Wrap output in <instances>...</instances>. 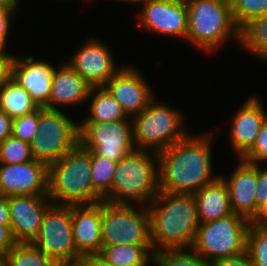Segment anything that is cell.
I'll use <instances>...</instances> for the list:
<instances>
[{"mask_svg": "<svg viewBox=\"0 0 267 266\" xmlns=\"http://www.w3.org/2000/svg\"><path fill=\"white\" fill-rule=\"evenodd\" d=\"M182 114L154 98L132 118L136 149L160 153L185 138L190 132L184 127Z\"/></svg>", "mask_w": 267, "mask_h": 266, "instance_id": "8992f818", "label": "cell"}, {"mask_svg": "<svg viewBox=\"0 0 267 266\" xmlns=\"http://www.w3.org/2000/svg\"><path fill=\"white\" fill-rule=\"evenodd\" d=\"M229 3L239 29L249 20L263 16L265 0H229Z\"/></svg>", "mask_w": 267, "mask_h": 266, "instance_id": "1f68e13d", "label": "cell"}, {"mask_svg": "<svg viewBox=\"0 0 267 266\" xmlns=\"http://www.w3.org/2000/svg\"><path fill=\"white\" fill-rule=\"evenodd\" d=\"M260 164H257V182L255 189L256 199V215L259 208L267 202V167L261 168Z\"/></svg>", "mask_w": 267, "mask_h": 266, "instance_id": "d590c367", "label": "cell"}, {"mask_svg": "<svg viewBox=\"0 0 267 266\" xmlns=\"http://www.w3.org/2000/svg\"><path fill=\"white\" fill-rule=\"evenodd\" d=\"M238 44L258 59L267 61V16L254 18L239 29Z\"/></svg>", "mask_w": 267, "mask_h": 266, "instance_id": "484cf974", "label": "cell"}, {"mask_svg": "<svg viewBox=\"0 0 267 266\" xmlns=\"http://www.w3.org/2000/svg\"><path fill=\"white\" fill-rule=\"evenodd\" d=\"M90 98L92 100L89 108L90 115L82 122L109 123L129 118L122 110L121 105L104 87H92Z\"/></svg>", "mask_w": 267, "mask_h": 266, "instance_id": "d4e9b609", "label": "cell"}, {"mask_svg": "<svg viewBox=\"0 0 267 266\" xmlns=\"http://www.w3.org/2000/svg\"><path fill=\"white\" fill-rule=\"evenodd\" d=\"M11 231L16 242H32L38 235L46 210L53 204L48 195L8 196Z\"/></svg>", "mask_w": 267, "mask_h": 266, "instance_id": "e0dca14e", "label": "cell"}, {"mask_svg": "<svg viewBox=\"0 0 267 266\" xmlns=\"http://www.w3.org/2000/svg\"><path fill=\"white\" fill-rule=\"evenodd\" d=\"M251 224L256 227L267 228V202L259 208Z\"/></svg>", "mask_w": 267, "mask_h": 266, "instance_id": "b9f144b4", "label": "cell"}, {"mask_svg": "<svg viewBox=\"0 0 267 266\" xmlns=\"http://www.w3.org/2000/svg\"><path fill=\"white\" fill-rule=\"evenodd\" d=\"M69 65L92 87H103L121 68L115 65L109 47L98 39H88L70 59Z\"/></svg>", "mask_w": 267, "mask_h": 266, "instance_id": "9a60e30c", "label": "cell"}, {"mask_svg": "<svg viewBox=\"0 0 267 266\" xmlns=\"http://www.w3.org/2000/svg\"><path fill=\"white\" fill-rule=\"evenodd\" d=\"M140 207L136 210L131 203L102 201L103 246L153 245L148 208L146 205Z\"/></svg>", "mask_w": 267, "mask_h": 266, "instance_id": "ba28073f", "label": "cell"}, {"mask_svg": "<svg viewBox=\"0 0 267 266\" xmlns=\"http://www.w3.org/2000/svg\"><path fill=\"white\" fill-rule=\"evenodd\" d=\"M145 79L140 70L134 66L124 65L103 87L121 105L126 116L134 117L155 98Z\"/></svg>", "mask_w": 267, "mask_h": 266, "instance_id": "7c38bea8", "label": "cell"}, {"mask_svg": "<svg viewBox=\"0 0 267 266\" xmlns=\"http://www.w3.org/2000/svg\"><path fill=\"white\" fill-rule=\"evenodd\" d=\"M155 254L165 249H190L199 228L193 194L161 192L146 205Z\"/></svg>", "mask_w": 267, "mask_h": 266, "instance_id": "7a4b0ae2", "label": "cell"}, {"mask_svg": "<svg viewBox=\"0 0 267 266\" xmlns=\"http://www.w3.org/2000/svg\"><path fill=\"white\" fill-rule=\"evenodd\" d=\"M79 124L59 110L39 107L37 135L30 142L35 160L58 161L79 144Z\"/></svg>", "mask_w": 267, "mask_h": 266, "instance_id": "9c48e42d", "label": "cell"}, {"mask_svg": "<svg viewBox=\"0 0 267 266\" xmlns=\"http://www.w3.org/2000/svg\"><path fill=\"white\" fill-rule=\"evenodd\" d=\"M242 159L254 164H261L263 161L267 162V121L259 130L253 147Z\"/></svg>", "mask_w": 267, "mask_h": 266, "instance_id": "e575fe53", "label": "cell"}, {"mask_svg": "<svg viewBox=\"0 0 267 266\" xmlns=\"http://www.w3.org/2000/svg\"><path fill=\"white\" fill-rule=\"evenodd\" d=\"M34 160L30 143L13 136L0 143V163L19 164Z\"/></svg>", "mask_w": 267, "mask_h": 266, "instance_id": "f546056e", "label": "cell"}, {"mask_svg": "<svg viewBox=\"0 0 267 266\" xmlns=\"http://www.w3.org/2000/svg\"><path fill=\"white\" fill-rule=\"evenodd\" d=\"M0 266H4V257L0 255Z\"/></svg>", "mask_w": 267, "mask_h": 266, "instance_id": "7dc6e473", "label": "cell"}, {"mask_svg": "<svg viewBox=\"0 0 267 266\" xmlns=\"http://www.w3.org/2000/svg\"><path fill=\"white\" fill-rule=\"evenodd\" d=\"M250 221L239 214L199 224L191 249L208 263L239 256L246 251Z\"/></svg>", "mask_w": 267, "mask_h": 266, "instance_id": "52a82bcc", "label": "cell"}, {"mask_svg": "<svg viewBox=\"0 0 267 266\" xmlns=\"http://www.w3.org/2000/svg\"><path fill=\"white\" fill-rule=\"evenodd\" d=\"M34 59L30 55L22 59L12 55L9 76L30 94L38 107H45L49 103L55 67L50 62Z\"/></svg>", "mask_w": 267, "mask_h": 266, "instance_id": "2e32d148", "label": "cell"}, {"mask_svg": "<svg viewBox=\"0 0 267 266\" xmlns=\"http://www.w3.org/2000/svg\"><path fill=\"white\" fill-rule=\"evenodd\" d=\"M79 145L85 150L118 162L136 147L132 121L80 122Z\"/></svg>", "mask_w": 267, "mask_h": 266, "instance_id": "8fae6325", "label": "cell"}, {"mask_svg": "<svg viewBox=\"0 0 267 266\" xmlns=\"http://www.w3.org/2000/svg\"><path fill=\"white\" fill-rule=\"evenodd\" d=\"M16 243L11 226L0 225V255L5 257Z\"/></svg>", "mask_w": 267, "mask_h": 266, "instance_id": "8d00e7d4", "label": "cell"}, {"mask_svg": "<svg viewBox=\"0 0 267 266\" xmlns=\"http://www.w3.org/2000/svg\"><path fill=\"white\" fill-rule=\"evenodd\" d=\"M98 255L111 266H148L155 261L153 245L102 246Z\"/></svg>", "mask_w": 267, "mask_h": 266, "instance_id": "603a6c76", "label": "cell"}, {"mask_svg": "<svg viewBox=\"0 0 267 266\" xmlns=\"http://www.w3.org/2000/svg\"><path fill=\"white\" fill-rule=\"evenodd\" d=\"M212 266H255L250 255L245 251L243 254L219 260Z\"/></svg>", "mask_w": 267, "mask_h": 266, "instance_id": "74e56055", "label": "cell"}, {"mask_svg": "<svg viewBox=\"0 0 267 266\" xmlns=\"http://www.w3.org/2000/svg\"><path fill=\"white\" fill-rule=\"evenodd\" d=\"M102 201L72 205V231L75 248L83 255H98L102 249Z\"/></svg>", "mask_w": 267, "mask_h": 266, "instance_id": "d6986e66", "label": "cell"}, {"mask_svg": "<svg viewBox=\"0 0 267 266\" xmlns=\"http://www.w3.org/2000/svg\"><path fill=\"white\" fill-rule=\"evenodd\" d=\"M0 225L11 226L8 196L0 193Z\"/></svg>", "mask_w": 267, "mask_h": 266, "instance_id": "ab89813d", "label": "cell"}, {"mask_svg": "<svg viewBox=\"0 0 267 266\" xmlns=\"http://www.w3.org/2000/svg\"><path fill=\"white\" fill-rule=\"evenodd\" d=\"M261 102L258 96L249 97L232 117L229 139L239 158L253 147L259 130L267 121V112Z\"/></svg>", "mask_w": 267, "mask_h": 266, "instance_id": "ac0fdd59", "label": "cell"}, {"mask_svg": "<svg viewBox=\"0 0 267 266\" xmlns=\"http://www.w3.org/2000/svg\"><path fill=\"white\" fill-rule=\"evenodd\" d=\"M220 177L226 183L233 213L244 216L251 222L256 216L257 164L240 158L229 178Z\"/></svg>", "mask_w": 267, "mask_h": 266, "instance_id": "ffe728a7", "label": "cell"}, {"mask_svg": "<svg viewBox=\"0 0 267 266\" xmlns=\"http://www.w3.org/2000/svg\"><path fill=\"white\" fill-rule=\"evenodd\" d=\"M85 266H111L99 255H85Z\"/></svg>", "mask_w": 267, "mask_h": 266, "instance_id": "7bdbcfd3", "label": "cell"}, {"mask_svg": "<svg viewBox=\"0 0 267 266\" xmlns=\"http://www.w3.org/2000/svg\"><path fill=\"white\" fill-rule=\"evenodd\" d=\"M38 105L31 99L30 94L8 76L0 86V110L12 119L31 113Z\"/></svg>", "mask_w": 267, "mask_h": 266, "instance_id": "cb8c5ba5", "label": "cell"}, {"mask_svg": "<svg viewBox=\"0 0 267 266\" xmlns=\"http://www.w3.org/2000/svg\"><path fill=\"white\" fill-rule=\"evenodd\" d=\"M55 265L53 260L30 242H17L4 257V266Z\"/></svg>", "mask_w": 267, "mask_h": 266, "instance_id": "4316f807", "label": "cell"}, {"mask_svg": "<svg viewBox=\"0 0 267 266\" xmlns=\"http://www.w3.org/2000/svg\"><path fill=\"white\" fill-rule=\"evenodd\" d=\"M124 1H128V2H132V3H144V2H148V1H153V0H124Z\"/></svg>", "mask_w": 267, "mask_h": 266, "instance_id": "f6af8a7d", "label": "cell"}, {"mask_svg": "<svg viewBox=\"0 0 267 266\" xmlns=\"http://www.w3.org/2000/svg\"><path fill=\"white\" fill-rule=\"evenodd\" d=\"M91 151L79 144L48 165V196L53 204L82 205L103 201L92 182Z\"/></svg>", "mask_w": 267, "mask_h": 266, "instance_id": "3957f363", "label": "cell"}, {"mask_svg": "<svg viewBox=\"0 0 267 266\" xmlns=\"http://www.w3.org/2000/svg\"><path fill=\"white\" fill-rule=\"evenodd\" d=\"M13 119L0 110V143L12 136Z\"/></svg>", "mask_w": 267, "mask_h": 266, "instance_id": "f35d334b", "label": "cell"}, {"mask_svg": "<svg viewBox=\"0 0 267 266\" xmlns=\"http://www.w3.org/2000/svg\"><path fill=\"white\" fill-rule=\"evenodd\" d=\"M193 195L199 223L214 221L233 213L226 183L220 176Z\"/></svg>", "mask_w": 267, "mask_h": 266, "instance_id": "7402d4cb", "label": "cell"}, {"mask_svg": "<svg viewBox=\"0 0 267 266\" xmlns=\"http://www.w3.org/2000/svg\"><path fill=\"white\" fill-rule=\"evenodd\" d=\"M55 266H85V255L81 256L76 261L64 262V263H56Z\"/></svg>", "mask_w": 267, "mask_h": 266, "instance_id": "ee69618b", "label": "cell"}, {"mask_svg": "<svg viewBox=\"0 0 267 266\" xmlns=\"http://www.w3.org/2000/svg\"><path fill=\"white\" fill-rule=\"evenodd\" d=\"M212 133L191 132L171 147L158 153L161 192L194 194L214 182L212 176Z\"/></svg>", "mask_w": 267, "mask_h": 266, "instance_id": "6da1fadb", "label": "cell"}, {"mask_svg": "<svg viewBox=\"0 0 267 266\" xmlns=\"http://www.w3.org/2000/svg\"><path fill=\"white\" fill-rule=\"evenodd\" d=\"M19 3L11 0H0V51L5 52L8 30L12 20V16L17 10Z\"/></svg>", "mask_w": 267, "mask_h": 266, "instance_id": "836d02e7", "label": "cell"}, {"mask_svg": "<svg viewBox=\"0 0 267 266\" xmlns=\"http://www.w3.org/2000/svg\"><path fill=\"white\" fill-rule=\"evenodd\" d=\"M11 1H13V2H15V3H20L19 0H11Z\"/></svg>", "mask_w": 267, "mask_h": 266, "instance_id": "c3c4849f", "label": "cell"}, {"mask_svg": "<svg viewBox=\"0 0 267 266\" xmlns=\"http://www.w3.org/2000/svg\"><path fill=\"white\" fill-rule=\"evenodd\" d=\"M92 86L68 62L55 68L49 103L44 107L59 110L58 106H70L89 101Z\"/></svg>", "mask_w": 267, "mask_h": 266, "instance_id": "44dd1931", "label": "cell"}, {"mask_svg": "<svg viewBox=\"0 0 267 266\" xmlns=\"http://www.w3.org/2000/svg\"><path fill=\"white\" fill-rule=\"evenodd\" d=\"M0 165V193L6 196L48 194V165L43 161Z\"/></svg>", "mask_w": 267, "mask_h": 266, "instance_id": "5bb4252c", "label": "cell"}, {"mask_svg": "<svg viewBox=\"0 0 267 266\" xmlns=\"http://www.w3.org/2000/svg\"><path fill=\"white\" fill-rule=\"evenodd\" d=\"M138 18L139 25L149 31L186 39L188 31L186 0H153L144 2Z\"/></svg>", "mask_w": 267, "mask_h": 266, "instance_id": "4fadbf2b", "label": "cell"}, {"mask_svg": "<svg viewBox=\"0 0 267 266\" xmlns=\"http://www.w3.org/2000/svg\"><path fill=\"white\" fill-rule=\"evenodd\" d=\"M189 249H165L155 254L156 266H212L199 254Z\"/></svg>", "mask_w": 267, "mask_h": 266, "instance_id": "f1b7e54d", "label": "cell"}, {"mask_svg": "<svg viewBox=\"0 0 267 266\" xmlns=\"http://www.w3.org/2000/svg\"><path fill=\"white\" fill-rule=\"evenodd\" d=\"M91 169L94 189L104 197L111 189V183L117 169V162L91 151Z\"/></svg>", "mask_w": 267, "mask_h": 266, "instance_id": "83f0119b", "label": "cell"}, {"mask_svg": "<svg viewBox=\"0 0 267 266\" xmlns=\"http://www.w3.org/2000/svg\"><path fill=\"white\" fill-rule=\"evenodd\" d=\"M55 263L78 260L72 231V205L52 204L45 212L39 233L31 242Z\"/></svg>", "mask_w": 267, "mask_h": 266, "instance_id": "30bf717a", "label": "cell"}, {"mask_svg": "<svg viewBox=\"0 0 267 266\" xmlns=\"http://www.w3.org/2000/svg\"><path fill=\"white\" fill-rule=\"evenodd\" d=\"M39 124V107L28 114L13 119L12 136L30 143L37 135Z\"/></svg>", "mask_w": 267, "mask_h": 266, "instance_id": "d6a6232c", "label": "cell"}, {"mask_svg": "<svg viewBox=\"0 0 267 266\" xmlns=\"http://www.w3.org/2000/svg\"><path fill=\"white\" fill-rule=\"evenodd\" d=\"M246 252L255 266H267V228L250 223L247 231Z\"/></svg>", "mask_w": 267, "mask_h": 266, "instance_id": "4dcf8cb0", "label": "cell"}, {"mask_svg": "<svg viewBox=\"0 0 267 266\" xmlns=\"http://www.w3.org/2000/svg\"><path fill=\"white\" fill-rule=\"evenodd\" d=\"M12 54L0 51V86L9 76V64Z\"/></svg>", "mask_w": 267, "mask_h": 266, "instance_id": "60d3db41", "label": "cell"}, {"mask_svg": "<svg viewBox=\"0 0 267 266\" xmlns=\"http://www.w3.org/2000/svg\"><path fill=\"white\" fill-rule=\"evenodd\" d=\"M188 31L186 39L195 47L213 52L233 37L239 42L229 0H186Z\"/></svg>", "mask_w": 267, "mask_h": 266, "instance_id": "5b68a950", "label": "cell"}, {"mask_svg": "<svg viewBox=\"0 0 267 266\" xmlns=\"http://www.w3.org/2000/svg\"><path fill=\"white\" fill-rule=\"evenodd\" d=\"M263 16H267V0H265V5L263 8Z\"/></svg>", "mask_w": 267, "mask_h": 266, "instance_id": "bcb514c9", "label": "cell"}, {"mask_svg": "<svg viewBox=\"0 0 267 266\" xmlns=\"http://www.w3.org/2000/svg\"><path fill=\"white\" fill-rule=\"evenodd\" d=\"M152 153L135 149L119 160L111 189L103 201L127 204L133 201L138 205H148L160 191L159 166L156 164L159 163L158 153Z\"/></svg>", "mask_w": 267, "mask_h": 266, "instance_id": "277c9868", "label": "cell"}]
</instances>
